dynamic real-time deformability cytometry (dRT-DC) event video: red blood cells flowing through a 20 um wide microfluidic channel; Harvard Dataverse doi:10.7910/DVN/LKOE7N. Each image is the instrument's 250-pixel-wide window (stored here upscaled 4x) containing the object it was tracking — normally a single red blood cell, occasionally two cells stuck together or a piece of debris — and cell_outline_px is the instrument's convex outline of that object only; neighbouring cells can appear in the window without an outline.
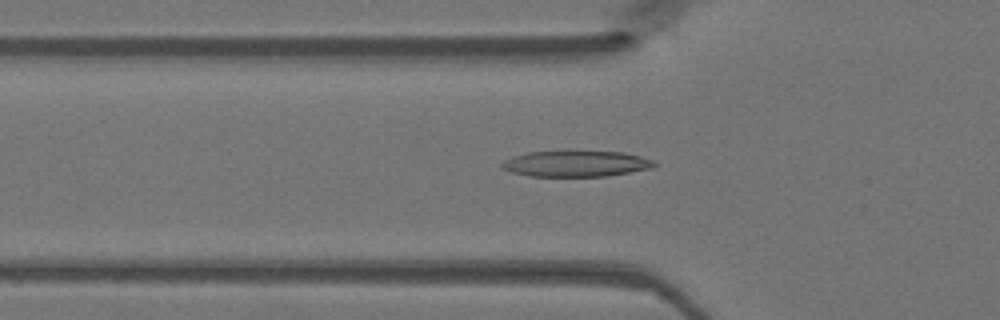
{"species": "Egyptian fruit bat (a non-hibernating species)", "species_latin": "Rousettus aegyptiacus", "temperature_condition": "warm", "stored_images_in_passage": 48, "camera_frame_rate_fps": 3000, "um_per_image_px": 0.085, "animal": {"sex": "female"}, "frame": {"image": 1, "passage_image": 16, "time_ms": 5.0, "image_size_px": [1000, 320], "cell_outline_px": [[656, 164], [652, 168], [608, 176], [528, 176], [512, 172], [504, 168], [500, 164], [504, 160], [512, 156], [528, 152], [624, 152], [656, 160]], "centroid_in_image_um": [48.99, 13.92], "position_along_channel_um": 76.8, "area_um2": 22.83}}
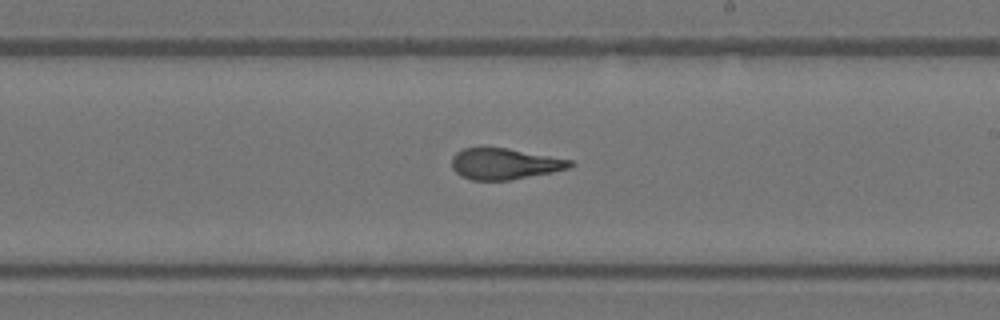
{"frame": {"image": 2, "passage_image": 28, "time_ms": 9.0, "image_size_px": [1000, 320], "cell_outline_px": [[576, 164], [572, 168], [552, 172], [508, 180], [472, 180], [460, 176], [452, 168], [452, 156], [456, 152], [464, 148], [508, 148], [572, 160]], "centroid_in_image_um": [42.91, 13.93], "position_along_channel_um": 246.1, "area_um2": 21.44}}
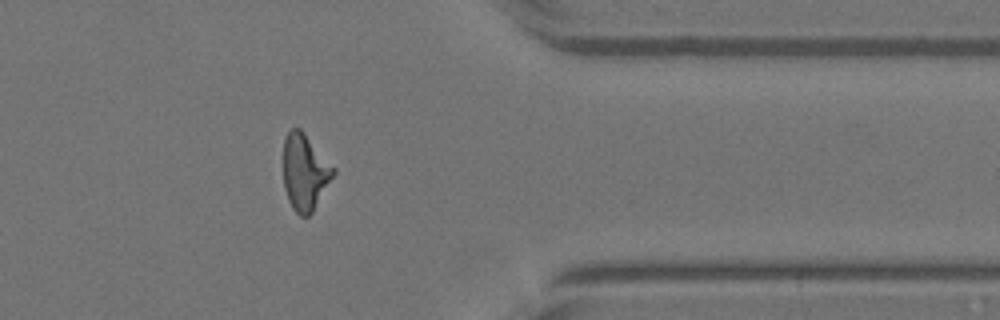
{"frame": {"image": 3, "passage_image": 39, "time_ms": 12.667, "image_size_px": [1000, 320], "cell_outline_px": [[336, 172], [312, 212], [308, 216], [300, 216], [292, 208], [288, 200], [284, 188], [284, 140], [288, 132], [292, 128], [300, 128], [304, 132], [336, 168]], "centroid_in_image_um": [25.92, 14.63], "position_along_channel_um": 385.5, "area_um2": 22.2}}